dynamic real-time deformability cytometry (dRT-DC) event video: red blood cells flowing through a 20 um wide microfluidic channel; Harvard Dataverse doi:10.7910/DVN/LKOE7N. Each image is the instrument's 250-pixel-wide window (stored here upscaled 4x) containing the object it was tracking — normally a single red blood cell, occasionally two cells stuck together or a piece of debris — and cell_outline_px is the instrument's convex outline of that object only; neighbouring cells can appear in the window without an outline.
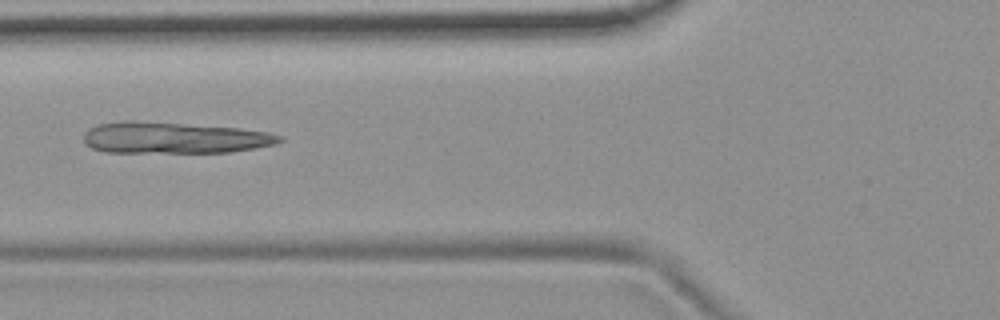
{"species": "common noctule bat (a hibernating species)", "species_latin": "Nyctalus noctula", "temperature_condition": "room temperature", "stored_images_in_passage": 5, "camera_frame_rate_fps": 3000, "um_per_image_px": 0.085, "animal": {"sex": "female", "body_mass_g": 19.9}, "frame": {"image": 1, "passage_image": 5, "time_ms": 1.333, "image_size_px": [1000, 320], "cell_outline_px": [[284, 140], [276, 144], [232, 152], [104, 152], [92, 148], [84, 144], [84, 132], [88, 128], [96, 124], [120, 120], [132, 120], [240, 128], [268, 132], [284, 136]], "centroid_in_image_um": [14.76, 11.7], "position_along_channel_um": 111.0, "area_um2": 36.13}}